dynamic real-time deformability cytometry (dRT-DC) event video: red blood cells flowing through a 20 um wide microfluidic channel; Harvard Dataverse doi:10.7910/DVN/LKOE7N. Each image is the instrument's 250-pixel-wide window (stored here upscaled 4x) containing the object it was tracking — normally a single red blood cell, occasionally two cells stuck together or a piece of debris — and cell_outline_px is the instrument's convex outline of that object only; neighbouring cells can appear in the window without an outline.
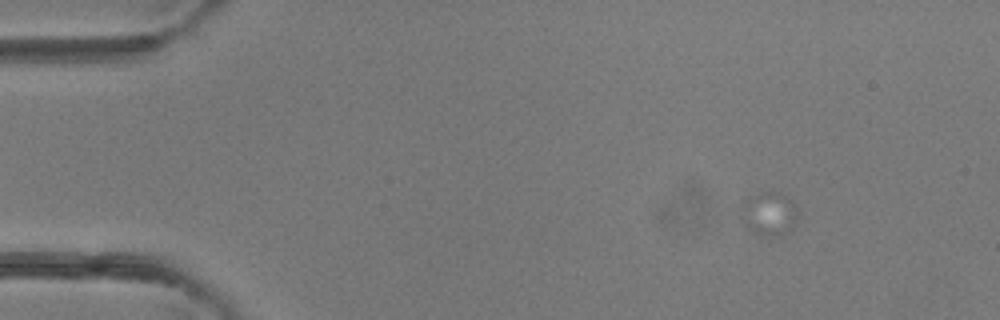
{"species": "common noctule bat (a hibernating species)", "species_latin": "Nyctalus noctula", "temperature_condition": "room temperature", "stored_images_in_passage": 5, "camera_frame_rate_fps": 3000, "um_per_image_px": 0.085, "animal": {"sex": "female"}, "frame": {"image": 1, "passage_image": 2, "time_ms": 1.0, "image_size_px": [1000, 320], "cell_outline_px": [[800, 212], [796, 224], [772, 236], [756, 232], [748, 228], [740, 220], [740, 208], [744, 200], [760, 192], [780, 192], [792, 200], [796, 204]], "centroid_in_image_um": [65.37, 18.1], "position_along_channel_um": 19.6, "area_um2": 14.33}}
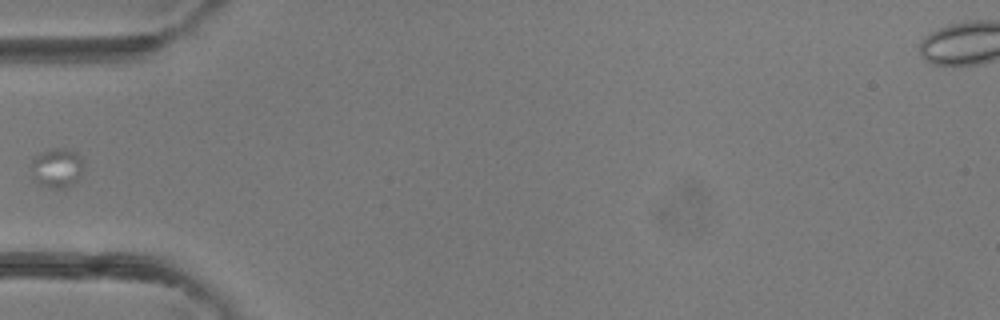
{"frame": {"image": 2, "passage_image": 5, "time_ms": 4.667, "image_size_px": [1000, 320], "cell_outline_px": [[84, 164], [80, 176], [72, 184], [64, 188], [52, 188], [40, 184], [32, 180], [32, 156], [40, 152], [52, 148], [68, 148], [76, 152], [80, 156]], "centroid_in_image_um": [4.82, 14.24], "position_along_channel_um": 80.2, "area_um2": 12.25}}